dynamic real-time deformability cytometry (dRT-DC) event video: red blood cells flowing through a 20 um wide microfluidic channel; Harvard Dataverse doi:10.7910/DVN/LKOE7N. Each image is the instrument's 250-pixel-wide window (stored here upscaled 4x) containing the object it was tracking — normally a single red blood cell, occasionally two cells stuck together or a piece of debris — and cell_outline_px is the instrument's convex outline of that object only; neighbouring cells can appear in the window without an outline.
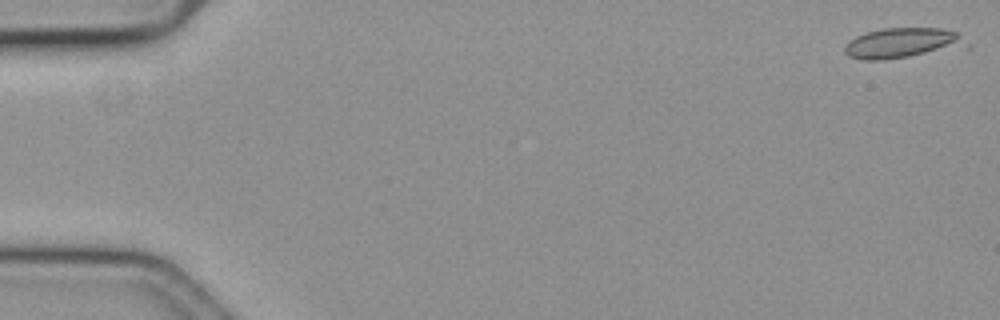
{"species": "common noctule bat (a hibernating species)", "species_latin": "Nyctalus noctula", "temperature_condition": "cold", "stored_images_in_passage": 17, "camera_frame_rate_fps": 3000, "um_per_image_px": 0.085, "animal": {"sex": "female", "body_mass_g": 19.3, "forearm_length_mm": 54.1}, "frame": {"image": 1, "passage_image": 1, "time_ms": 0.0, "image_size_px": [1000, 320], "cell_outline_px": [[972, 48], [884, 60], [864, 60], [848, 56], [844, 52], [844, 44], [848, 40], [856, 36], [868, 32], [884, 28], [940, 28], [956, 32], [972, 44]], "centroid_in_image_um": [76.82, 3.68], "position_along_channel_um": 8.2, "area_um2": 22.25}}
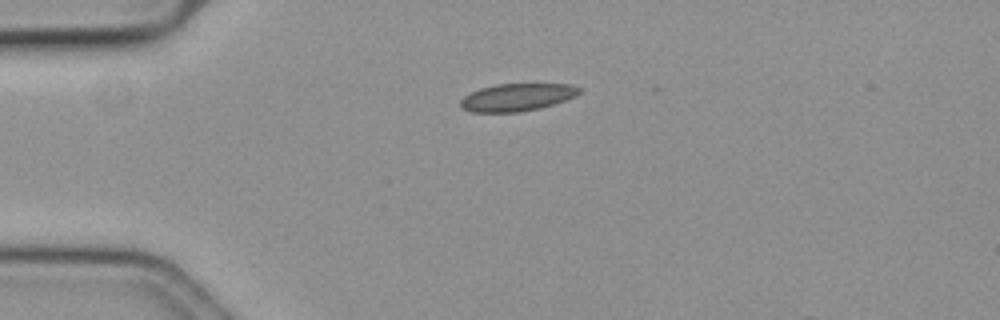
{"frame": {"image": 2, "passage_image": 14, "time_ms": 4.333, "image_size_px": [1000, 320], "cell_outline_px": [[580, 92], [576, 96], [540, 108], [520, 112], [472, 112], [460, 108], [460, 100], [464, 96], [480, 88], [496, 84], [572, 84], [580, 88]], "centroid_in_image_um": [43.92, 8.27], "position_along_channel_um": 41.1, "area_um2": 19.02}}